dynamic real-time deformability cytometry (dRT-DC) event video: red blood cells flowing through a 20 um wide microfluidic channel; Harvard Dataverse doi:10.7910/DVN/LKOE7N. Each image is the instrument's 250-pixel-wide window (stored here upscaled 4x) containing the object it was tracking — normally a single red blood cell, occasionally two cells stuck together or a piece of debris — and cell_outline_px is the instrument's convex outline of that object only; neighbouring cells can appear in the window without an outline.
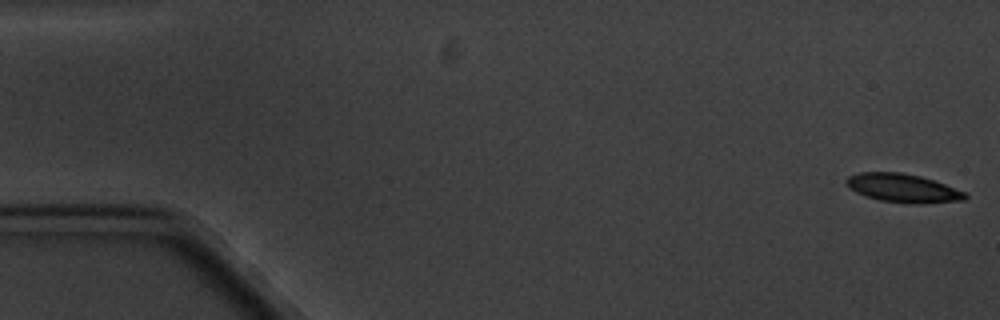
{"species": "common noctule bat (a hibernating species)", "species_latin": "Nyctalus noctula", "temperature_condition": "cold", "stored_images_in_passage": 8, "camera_frame_rate_fps": 3000, "um_per_image_px": 0.085, "animal": {"sex": "male", "body_mass_g": 20.1, "forearm_length_mm": 53.5}, "frame": {"image": 1, "passage_image": 1, "time_ms": 0.0, "image_size_px": [1000, 320], "cell_outline_px": [[968, 196], [964, 200], [920, 204], [912, 204], [880, 200], [864, 196], [848, 188], [844, 180], [848, 176], [860, 172], [900, 172], [920, 176], [968, 192]], "centroid_in_image_um": [76.74, 15.99], "position_along_channel_um": 8.3, "area_um2": 19.94}}
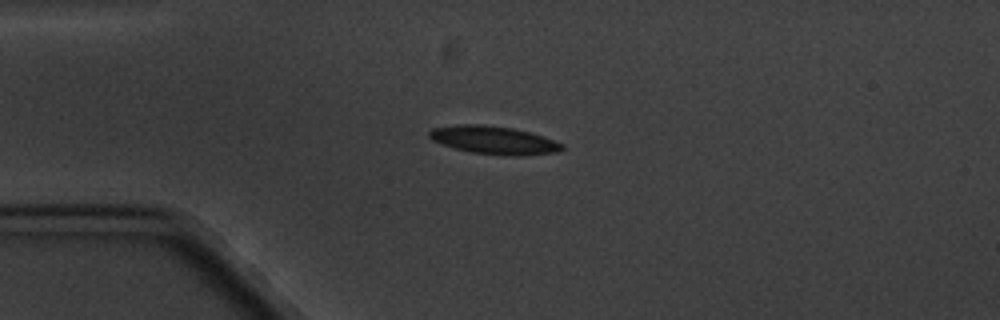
{"frame": {"image": 2, "passage_image": 4, "time_ms": 4.333, "image_size_px": [1000, 320], "cell_outline_px": [[564, 148], [560, 152], [520, 156], [512, 156], [472, 152], [456, 148], [432, 140], [428, 136], [428, 132], [432, 128], [456, 124], [484, 124], [512, 128], [544, 136], [564, 144]], "centroid_in_image_um": [42.01, 11.9], "position_along_channel_um": 43.0, "area_um2": 21.73}}